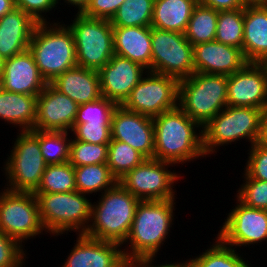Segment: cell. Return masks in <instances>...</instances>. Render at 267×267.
Returning a JSON list of instances; mask_svg holds the SVG:
<instances>
[{
  "label": "cell",
  "mask_w": 267,
  "mask_h": 267,
  "mask_svg": "<svg viewBox=\"0 0 267 267\" xmlns=\"http://www.w3.org/2000/svg\"><path fill=\"white\" fill-rule=\"evenodd\" d=\"M152 119L154 126L153 159L175 165L206 157L203 150L202 127L179 106Z\"/></svg>",
  "instance_id": "6da1fadb"
},
{
  "label": "cell",
  "mask_w": 267,
  "mask_h": 267,
  "mask_svg": "<svg viewBox=\"0 0 267 267\" xmlns=\"http://www.w3.org/2000/svg\"><path fill=\"white\" fill-rule=\"evenodd\" d=\"M174 200L139 202L130 233L124 242L127 243V248L123 250V254L131 266L143 258L157 257L174 222Z\"/></svg>",
  "instance_id": "7a4b0ae2"
},
{
  "label": "cell",
  "mask_w": 267,
  "mask_h": 267,
  "mask_svg": "<svg viewBox=\"0 0 267 267\" xmlns=\"http://www.w3.org/2000/svg\"><path fill=\"white\" fill-rule=\"evenodd\" d=\"M99 196V201L91 205V223L84 235L123 246L141 200L134 197L119 182Z\"/></svg>",
  "instance_id": "3957f363"
},
{
  "label": "cell",
  "mask_w": 267,
  "mask_h": 267,
  "mask_svg": "<svg viewBox=\"0 0 267 267\" xmlns=\"http://www.w3.org/2000/svg\"><path fill=\"white\" fill-rule=\"evenodd\" d=\"M47 83L77 66L75 39L72 30L61 22L38 23L29 49Z\"/></svg>",
  "instance_id": "277c9868"
},
{
  "label": "cell",
  "mask_w": 267,
  "mask_h": 267,
  "mask_svg": "<svg viewBox=\"0 0 267 267\" xmlns=\"http://www.w3.org/2000/svg\"><path fill=\"white\" fill-rule=\"evenodd\" d=\"M227 75L194 72L179 80L178 106L204 127L227 106Z\"/></svg>",
  "instance_id": "5b68a950"
},
{
  "label": "cell",
  "mask_w": 267,
  "mask_h": 267,
  "mask_svg": "<svg viewBox=\"0 0 267 267\" xmlns=\"http://www.w3.org/2000/svg\"><path fill=\"white\" fill-rule=\"evenodd\" d=\"M45 232L53 236L76 231L85 234L91 220V199L77 190L34 193ZM66 231V232H65Z\"/></svg>",
  "instance_id": "8992f818"
},
{
  "label": "cell",
  "mask_w": 267,
  "mask_h": 267,
  "mask_svg": "<svg viewBox=\"0 0 267 267\" xmlns=\"http://www.w3.org/2000/svg\"><path fill=\"white\" fill-rule=\"evenodd\" d=\"M263 109L226 106L204 127L203 150L205 155L216 153L224 146L246 139L251 146L258 140ZM217 147V148H216Z\"/></svg>",
  "instance_id": "52a82bcc"
},
{
  "label": "cell",
  "mask_w": 267,
  "mask_h": 267,
  "mask_svg": "<svg viewBox=\"0 0 267 267\" xmlns=\"http://www.w3.org/2000/svg\"><path fill=\"white\" fill-rule=\"evenodd\" d=\"M13 149L4 162L7 184L4 187L15 192L34 193L40 185L47 167L39 146V130L17 133ZM9 184V185H8Z\"/></svg>",
  "instance_id": "ba28073f"
},
{
  "label": "cell",
  "mask_w": 267,
  "mask_h": 267,
  "mask_svg": "<svg viewBox=\"0 0 267 267\" xmlns=\"http://www.w3.org/2000/svg\"><path fill=\"white\" fill-rule=\"evenodd\" d=\"M71 22L68 27L75 39L77 65L99 71L115 54L110 20L76 13Z\"/></svg>",
  "instance_id": "9c48e42d"
},
{
  "label": "cell",
  "mask_w": 267,
  "mask_h": 267,
  "mask_svg": "<svg viewBox=\"0 0 267 267\" xmlns=\"http://www.w3.org/2000/svg\"><path fill=\"white\" fill-rule=\"evenodd\" d=\"M0 230L21 245L24 241L43 234L45 229L34 193L15 192L5 188L0 191Z\"/></svg>",
  "instance_id": "30bf717a"
},
{
  "label": "cell",
  "mask_w": 267,
  "mask_h": 267,
  "mask_svg": "<svg viewBox=\"0 0 267 267\" xmlns=\"http://www.w3.org/2000/svg\"><path fill=\"white\" fill-rule=\"evenodd\" d=\"M179 80L147 71L122 106L132 112L154 118L178 106Z\"/></svg>",
  "instance_id": "8fae6325"
},
{
  "label": "cell",
  "mask_w": 267,
  "mask_h": 267,
  "mask_svg": "<svg viewBox=\"0 0 267 267\" xmlns=\"http://www.w3.org/2000/svg\"><path fill=\"white\" fill-rule=\"evenodd\" d=\"M152 72L178 80L194 73L193 46L184 33L151 27Z\"/></svg>",
  "instance_id": "7c38bea8"
},
{
  "label": "cell",
  "mask_w": 267,
  "mask_h": 267,
  "mask_svg": "<svg viewBox=\"0 0 267 267\" xmlns=\"http://www.w3.org/2000/svg\"><path fill=\"white\" fill-rule=\"evenodd\" d=\"M170 166L173 163L145 159L118 182L141 201L175 199L176 191L172 188L181 175L168 170Z\"/></svg>",
  "instance_id": "4fadbf2b"
},
{
  "label": "cell",
  "mask_w": 267,
  "mask_h": 267,
  "mask_svg": "<svg viewBox=\"0 0 267 267\" xmlns=\"http://www.w3.org/2000/svg\"><path fill=\"white\" fill-rule=\"evenodd\" d=\"M217 237L227 246L242 247L267 241V210L246 206L238 198Z\"/></svg>",
  "instance_id": "5bb4252c"
},
{
  "label": "cell",
  "mask_w": 267,
  "mask_h": 267,
  "mask_svg": "<svg viewBox=\"0 0 267 267\" xmlns=\"http://www.w3.org/2000/svg\"><path fill=\"white\" fill-rule=\"evenodd\" d=\"M227 106L267 108V64L247 63L228 76Z\"/></svg>",
  "instance_id": "9a60e30c"
},
{
  "label": "cell",
  "mask_w": 267,
  "mask_h": 267,
  "mask_svg": "<svg viewBox=\"0 0 267 267\" xmlns=\"http://www.w3.org/2000/svg\"><path fill=\"white\" fill-rule=\"evenodd\" d=\"M111 140L127 143L146 159H153V119L117 105L111 117Z\"/></svg>",
  "instance_id": "2e32d148"
},
{
  "label": "cell",
  "mask_w": 267,
  "mask_h": 267,
  "mask_svg": "<svg viewBox=\"0 0 267 267\" xmlns=\"http://www.w3.org/2000/svg\"><path fill=\"white\" fill-rule=\"evenodd\" d=\"M78 104L50 83L37 96L33 130L70 131L74 126Z\"/></svg>",
  "instance_id": "e0dca14e"
},
{
  "label": "cell",
  "mask_w": 267,
  "mask_h": 267,
  "mask_svg": "<svg viewBox=\"0 0 267 267\" xmlns=\"http://www.w3.org/2000/svg\"><path fill=\"white\" fill-rule=\"evenodd\" d=\"M147 71L142 65L114 54L98 71L102 97L122 105Z\"/></svg>",
  "instance_id": "ac0fdd59"
},
{
  "label": "cell",
  "mask_w": 267,
  "mask_h": 267,
  "mask_svg": "<svg viewBox=\"0 0 267 267\" xmlns=\"http://www.w3.org/2000/svg\"><path fill=\"white\" fill-rule=\"evenodd\" d=\"M76 243L61 267H132L122 245L78 234Z\"/></svg>",
  "instance_id": "d6986e66"
},
{
  "label": "cell",
  "mask_w": 267,
  "mask_h": 267,
  "mask_svg": "<svg viewBox=\"0 0 267 267\" xmlns=\"http://www.w3.org/2000/svg\"><path fill=\"white\" fill-rule=\"evenodd\" d=\"M247 63L242 49L215 40L193 46L194 72L229 76Z\"/></svg>",
  "instance_id": "ffe728a7"
},
{
  "label": "cell",
  "mask_w": 267,
  "mask_h": 267,
  "mask_svg": "<svg viewBox=\"0 0 267 267\" xmlns=\"http://www.w3.org/2000/svg\"><path fill=\"white\" fill-rule=\"evenodd\" d=\"M1 76L3 90L19 94L38 96L48 84L29 50L4 60Z\"/></svg>",
  "instance_id": "44dd1931"
},
{
  "label": "cell",
  "mask_w": 267,
  "mask_h": 267,
  "mask_svg": "<svg viewBox=\"0 0 267 267\" xmlns=\"http://www.w3.org/2000/svg\"><path fill=\"white\" fill-rule=\"evenodd\" d=\"M37 24L30 15L18 8L0 18V57L3 61L29 49Z\"/></svg>",
  "instance_id": "7402d4cb"
},
{
  "label": "cell",
  "mask_w": 267,
  "mask_h": 267,
  "mask_svg": "<svg viewBox=\"0 0 267 267\" xmlns=\"http://www.w3.org/2000/svg\"><path fill=\"white\" fill-rule=\"evenodd\" d=\"M50 84L78 105L102 97L99 72L78 65L61 73Z\"/></svg>",
  "instance_id": "603a6c76"
},
{
  "label": "cell",
  "mask_w": 267,
  "mask_h": 267,
  "mask_svg": "<svg viewBox=\"0 0 267 267\" xmlns=\"http://www.w3.org/2000/svg\"><path fill=\"white\" fill-rule=\"evenodd\" d=\"M242 51L248 63L267 60V4L245 5Z\"/></svg>",
  "instance_id": "cb8c5ba5"
},
{
  "label": "cell",
  "mask_w": 267,
  "mask_h": 267,
  "mask_svg": "<svg viewBox=\"0 0 267 267\" xmlns=\"http://www.w3.org/2000/svg\"><path fill=\"white\" fill-rule=\"evenodd\" d=\"M114 53L152 72L151 27H113Z\"/></svg>",
  "instance_id": "d4e9b609"
},
{
  "label": "cell",
  "mask_w": 267,
  "mask_h": 267,
  "mask_svg": "<svg viewBox=\"0 0 267 267\" xmlns=\"http://www.w3.org/2000/svg\"><path fill=\"white\" fill-rule=\"evenodd\" d=\"M37 96L2 90L0 118L5 123L20 126L21 131H32L36 120Z\"/></svg>",
  "instance_id": "484cf974"
},
{
  "label": "cell",
  "mask_w": 267,
  "mask_h": 267,
  "mask_svg": "<svg viewBox=\"0 0 267 267\" xmlns=\"http://www.w3.org/2000/svg\"><path fill=\"white\" fill-rule=\"evenodd\" d=\"M199 0H155L151 27L185 33Z\"/></svg>",
  "instance_id": "4316f807"
},
{
  "label": "cell",
  "mask_w": 267,
  "mask_h": 267,
  "mask_svg": "<svg viewBox=\"0 0 267 267\" xmlns=\"http://www.w3.org/2000/svg\"><path fill=\"white\" fill-rule=\"evenodd\" d=\"M74 169L76 189L82 194L90 196L92 193H103L118 183L107 163L78 166Z\"/></svg>",
  "instance_id": "83f0119b"
},
{
  "label": "cell",
  "mask_w": 267,
  "mask_h": 267,
  "mask_svg": "<svg viewBox=\"0 0 267 267\" xmlns=\"http://www.w3.org/2000/svg\"><path fill=\"white\" fill-rule=\"evenodd\" d=\"M219 11L198 2L185 31V38L192 46L215 40Z\"/></svg>",
  "instance_id": "f1b7e54d"
},
{
  "label": "cell",
  "mask_w": 267,
  "mask_h": 267,
  "mask_svg": "<svg viewBox=\"0 0 267 267\" xmlns=\"http://www.w3.org/2000/svg\"><path fill=\"white\" fill-rule=\"evenodd\" d=\"M188 261L191 267H251L236 249L225 245L218 237L210 248Z\"/></svg>",
  "instance_id": "f546056e"
},
{
  "label": "cell",
  "mask_w": 267,
  "mask_h": 267,
  "mask_svg": "<svg viewBox=\"0 0 267 267\" xmlns=\"http://www.w3.org/2000/svg\"><path fill=\"white\" fill-rule=\"evenodd\" d=\"M155 0H125L110 23L112 27H151Z\"/></svg>",
  "instance_id": "4dcf8cb0"
},
{
  "label": "cell",
  "mask_w": 267,
  "mask_h": 267,
  "mask_svg": "<svg viewBox=\"0 0 267 267\" xmlns=\"http://www.w3.org/2000/svg\"><path fill=\"white\" fill-rule=\"evenodd\" d=\"M75 190L77 189L74 166L65 162L47 165L40 185L34 193L72 192Z\"/></svg>",
  "instance_id": "1f68e13d"
},
{
  "label": "cell",
  "mask_w": 267,
  "mask_h": 267,
  "mask_svg": "<svg viewBox=\"0 0 267 267\" xmlns=\"http://www.w3.org/2000/svg\"><path fill=\"white\" fill-rule=\"evenodd\" d=\"M145 159L140 152L127 143L111 140L108 144L107 166L118 181Z\"/></svg>",
  "instance_id": "d6a6232c"
},
{
  "label": "cell",
  "mask_w": 267,
  "mask_h": 267,
  "mask_svg": "<svg viewBox=\"0 0 267 267\" xmlns=\"http://www.w3.org/2000/svg\"><path fill=\"white\" fill-rule=\"evenodd\" d=\"M244 8L219 11L215 41L242 49Z\"/></svg>",
  "instance_id": "836d02e7"
},
{
  "label": "cell",
  "mask_w": 267,
  "mask_h": 267,
  "mask_svg": "<svg viewBox=\"0 0 267 267\" xmlns=\"http://www.w3.org/2000/svg\"><path fill=\"white\" fill-rule=\"evenodd\" d=\"M68 131L39 130V146L46 163L61 164L69 161L71 140Z\"/></svg>",
  "instance_id": "e575fe53"
},
{
  "label": "cell",
  "mask_w": 267,
  "mask_h": 267,
  "mask_svg": "<svg viewBox=\"0 0 267 267\" xmlns=\"http://www.w3.org/2000/svg\"><path fill=\"white\" fill-rule=\"evenodd\" d=\"M108 144H92L71 138L69 163L74 167L107 163Z\"/></svg>",
  "instance_id": "d590c367"
},
{
  "label": "cell",
  "mask_w": 267,
  "mask_h": 267,
  "mask_svg": "<svg viewBox=\"0 0 267 267\" xmlns=\"http://www.w3.org/2000/svg\"><path fill=\"white\" fill-rule=\"evenodd\" d=\"M117 104L105 97L78 106L74 123H111V117Z\"/></svg>",
  "instance_id": "8d00e7d4"
},
{
  "label": "cell",
  "mask_w": 267,
  "mask_h": 267,
  "mask_svg": "<svg viewBox=\"0 0 267 267\" xmlns=\"http://www.w3.org/2000/svg\"><path fill=\"white\" fill-rule=\"evenodd\" d=\"M241 184L236 194L242 203L248 207L267 210V181H261L250 178L245 172L243 173Z\"/></svg>",
  "instance_id": "74e56055"
},
{
  "label": "cell",
  "mask_w": 267,
  "mask_h": 267,
  "mask_svg": "<svg viewBox=\"0 0 267 267\" xmlns=\"http://www.w3.org/2000/svg\"><path fill=\"white\" fill-rule=\"evenodd\" d=\"M72 138L92 144H109L111 141V123H74Z\"/></svg>",
  "instance_id": "f35d334b"
},
{
  "label": "cell",
  "mask_w": 267,
  "mask_h": 267,
  "mask_svg": "<svg viewBox=\"0 0 267 267\" xmlns=\"http://www.w3.org/2000/svg\"><path fill=\"white\" fill-rule=\"evenodd\" d=\"M23 248L17 240L0 230V267H23L27 258Z\"/></svg>",
  "instance_id": "ab89813d"
},
{
  "label": "cell",
  "mask_w": 267,
  "mask_h": 267,
  "mask_svg": "<svg viewBox=\"0 0 267 267\" xmlns=\"http://www.w3.org/2000/svg\"><path fill=\"white\" fill-rule=\"evenodd\" d=\"M249 149L244 172L252 179L267 181V147L255 143Z\"/></svg>",
  "instance_id": "60d3db41"
},
{
  "label": "cell",
  "mask_w": 267,
  "mask_h": 267,
  "mask_svg": "<svg viewBox=\"0 0 267 267\" xmlns=\"http://www.w3.org/2000/svg\"><path fill=\"white\" fill-rule=\"evenodd\" d=\"M14 2L16 8L30 15L37 23L48 22L45 14L57 7V0H14Z\"/></svg>",
  "instance_id": "b9f144b4"
},
{
  "label": "cell",
  "mask_w": 267,
  "mask_h": 267,
  "mask_svg": "<svg viewBox=\"0 0 267 267\" xmlns=\"http://www.w3.org/2000/svg\"><path fill=\"white\" fill-rule=\"evenodd\" d=\"M125 0H90L84 15L87 17L111 20Z\"/></svg>",
  "instance_id": "7bdbcfd3"
},
{
  "label": "cell",
  "mask_w": 267,
  "mask_h": 267,
  "mask_svg": "<svg viewBox=\"0 0 267 267\" xmlns=\"http://www.w3.org/2000/svg\"><path fill=\"white\" fill-rule=\"evenodd\" d=\"M199 3L216 11L235 10L245 7L241 0H199Z\"/></svg>",
  "instance_id": "ee69618b"
},
{
  "label": "cell",
  "mask_w": 267,
  "mask_h": 267,
  "mask_svg": "<svg viewBox=\"0 0 267 267\" xmlns=\"http://www.w3.org/2000/svg\"><path fill=\"white\" fill-rule=\"evenodd\" d=\"M154 258H143L139 260L133 267H191L188 259L187 261H184L183 263H169V264H161L160 266L156 264L153 265L152 262H154ZM152 264V265H151Z\"/></svg>",
  "instance_id": "f6af8a7d"
},
{
  "label": "cell",
  "mask_w": 267,
  "mask_h": 267,
  "mask_svg": "<svg viewBox=\"0 0 267 267\" xmlns=\"http://www.w3.org/2000/svg\"><path fill=\"white\" fill-rule=\"evenodd\" d=\"M258 144L267 147V108L263 110L260 119V131L257 142Z\"/></svg>",
  "instance_id": "bcb514c9"
},
{
  "label": "cell",
  "mask_w": 267,
  "mask_h": 267,
  "mask_svg": "<svg viewBox=\"0 0 267 267\" xmlns=\"http://www.w3.org/2000/svg\"><path fill=\"white\" fill-rule=\"evenodd\" d=\"M61 0H57V4H59ZM68 5L74 6L76 9H78V14H83L84 11L87 9L90 0H63Z\"/></svg>",
  "instance_id": "7dc6e473"
},
{
  "label": "cell",
  "mask_w": 267,
  "mask_h": 267,
  "mask_svg": "<svg viewBox=\"0 0 267 267\" xmlns=\"http://www.w3.org/2000/svg\"><path fill=\"white\" fill-rule=\"evenodd\" d=\"M15 7L14 0H0V18L11 12Z\"/></svg>",
  "instance_id": "c3c4849f"
},
{
  "label": "cell",
  "mask_w": 267,
  "mask_h": 267,
  "mask_svg": "<svg viewBox=\"0 0 267 267\" xmlns=\"http://www.w3.org/2000/svg\"><path fill=\"white\" fill-rule=\"evenodd\" d=\"M244 5H266L267 0H241Z\"/></svg>",
  "instance_id": "681fc988"
},
{
  "label": "cell",
  "mask_w": 267,
  "mask_h": 267,
  "mask_svg": "<svg viewBox=\"0 0 267 267\" xmlns=\"http://www.w3.org/2000/svg\"><path fill=\"white\" fill-rule=\"evenodd\" d=\"M3 70V59L0 57V74Z\"/></svg>",
  "instance_id": "f907efd6"
},
{
  "label": "cell",
  "mask_w": 267,
  "mask_h": 267,
  "mask_svg": "<svg viewBox=\"0 0 267 267\" xmlns=\"http://www.w3.org/2000/svg\"><path fill=\"white\" fill-rule=\"evenodd\" d=\"M3 90L2 76L0 74V92Z\"/></svg>",
  "instance_id": "816d5d0a"
}]
</instances>
